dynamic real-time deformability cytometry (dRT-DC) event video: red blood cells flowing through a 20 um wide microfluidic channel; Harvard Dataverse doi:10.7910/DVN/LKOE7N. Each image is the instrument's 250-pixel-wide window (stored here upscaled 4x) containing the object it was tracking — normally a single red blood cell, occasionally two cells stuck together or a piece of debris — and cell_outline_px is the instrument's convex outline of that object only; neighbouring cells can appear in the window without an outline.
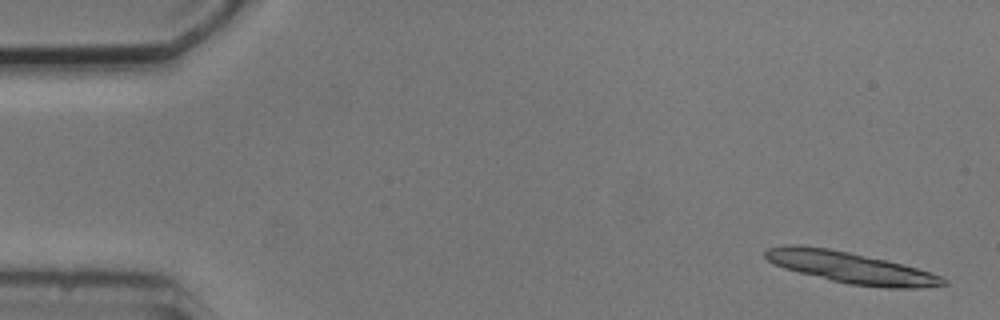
{"species": "common noctule bat (a hibernating species)", "species_latin": "Nyctalus noctula", "temperature_condition": "cold", "stored_images_in_passage": 4, "camera_frame_rate_fps": 3000, "um_per_image_px": 0.085, "animal": {"sex": "male", "body_mass_g": 20.5, "forearm_length_mm": 52.5}, "frame": {"image": 1, "passage_image": 1, "time_ms": 0.0, "image_size_px": [1000, 320], "cell_outline_px": [[948, 284], [920, 288], [884, 288], [848, 284], [784, 268], [772, 264], [764, 256], [764, 252], [768, 248], [784, 244], [800, 244], [828, 248], [848, 252], [884, 260], [932, 272], [948, 280]], "centroid_in_image_um": [72.29, 22.74], "position_along_channel_um": 12.7, "area_um2": 32.37}}